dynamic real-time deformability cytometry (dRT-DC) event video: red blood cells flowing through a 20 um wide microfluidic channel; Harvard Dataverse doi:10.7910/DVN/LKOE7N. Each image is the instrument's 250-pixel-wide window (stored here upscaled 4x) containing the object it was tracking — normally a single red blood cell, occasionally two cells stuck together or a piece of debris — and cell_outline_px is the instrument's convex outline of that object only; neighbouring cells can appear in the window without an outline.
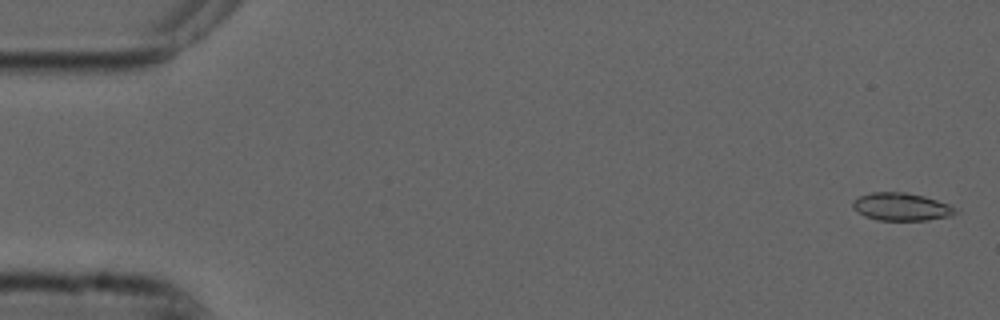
{"species": "common noctule bat (a hibernating species)", "species_latin": "Nyctalus noctula", "temperature_condition": "cold", "stored_images_in_passage": 55, "camera_frame_rate_fps": 3000, "um_per_image_px": 0.085, "animal": {"sex": "male", "forearm_length_mm": 52.5}, "frame": {"image": 1, "passage_image": 2, "time_ms": 0.333, "image_size_px": [1000, 320], "cell_outline_px": [[960, 212], [952, 216], [928, 220], [876, 220], [864, 216], [852, 208], [852, 200], [860, 196], [872, 192], [904, 192], [924, 196], [960, 208]], "centroid_in_image_um": [76.65, 17.58], "position_along_channel_um": 8.4, "area_um2": 16.88}}
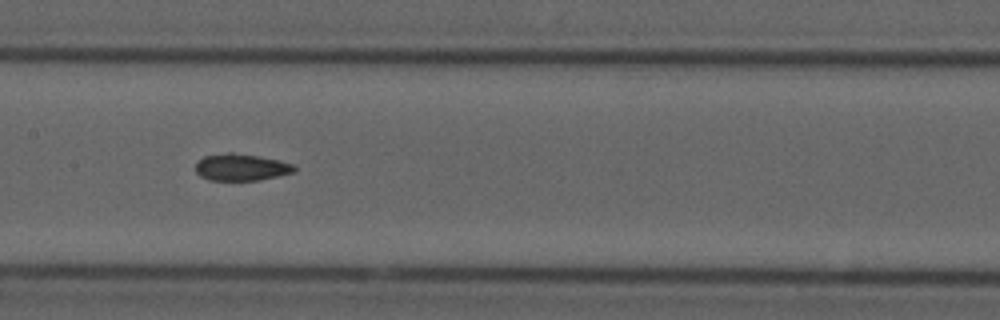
{"frame": {"image": 2, "passage_image": 27, "time_ms": 8.667, "image_size_px": [1000, 320], "cell_outline_px": [[296, 172], [260, 180], [208, 180], [200, 176], [196, 172], [196, 160], [204, 156], [228, 152], [232, 152], [280, 160], [292, 164], [296, 168]], "centroid_in_image_um": [20.49, 14.22], "position_along_channel_um": 186.9, "area_um2": 15.55}}
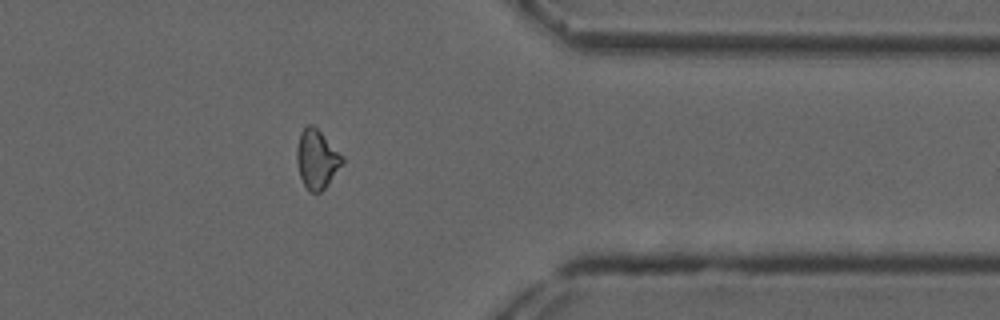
{"frame": {"image": 3, "passage_image": 44, "time_ms": 14.333, "image_size_px": [1000, 320], "cell_outline_px": [[344, 164], [328, 184], [320, 192], [308, 192], [300, 176], [296, 160], [296, 148], [300, 132], [308, 124], [312, 124], [344, 156]], "centroid_in_image_um": [26.93, 13.54], "position_along_channel_um": 384.5, "area_um2": 15.72}, "authors_computed_cell_mechanics": {"area_um2": 16.1262, "velocity_mm_per_s": 3.7503, "shape_relaxation_time_tau1_ms": null, "shape_relaxation_time_tau2_ms": 3.3851, "deformation_change_tau1": null, "deformation_change_tau2": 0.0785}}